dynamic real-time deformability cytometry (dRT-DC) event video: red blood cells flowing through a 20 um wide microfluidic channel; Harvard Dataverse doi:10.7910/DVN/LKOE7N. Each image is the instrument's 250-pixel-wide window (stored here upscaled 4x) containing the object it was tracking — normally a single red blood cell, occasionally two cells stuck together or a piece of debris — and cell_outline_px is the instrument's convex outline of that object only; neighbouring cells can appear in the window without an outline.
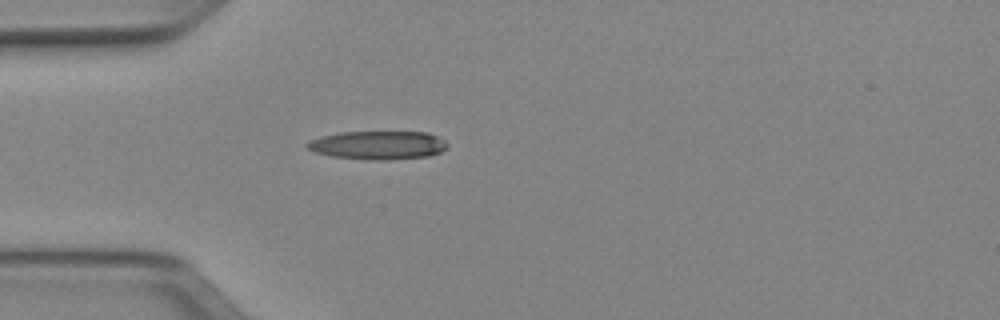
{"species": "Egyptian fruit bat (a non-hibernating species)", "species_latin": "Rousettus aegyptiacus", "temperature_condition": "cold", "stored_images_in_passage": 8, "camera_frame_rate_fps": 3000, "um_per_image_px": 0.085, "animal": {"sex": "female"}, "frame": {"image": 1, "passage_image": 1, "time_ms": 0.0, "image_size_px": [1000, 320], "cell_outline_px": [[448, 148], [440, 152], [428, 156], [388, 160], [372, 160], [332, 156], [312, 152], [304, 144], [308, 140], [320, 136], [340, 132], [428, 132], [444, 140], [448, 144]], "centroid_in_image_um": [32.1, 12.34], "position_along_channel_um": 52.9, "area_um2": 23.47}}
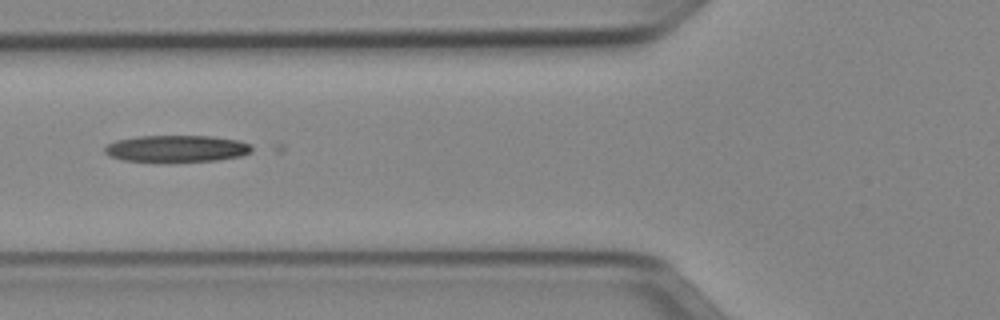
{"frame": {"image": 2, "passage_image": 6, "time_ms": 1.667, "image_size_px": [1000, 320], "cell_outline_px": [[252, 152], [240, 156], [220, 160], [124, 160], [108, 156], [104, 152], [104, 148], [108, 144], [116, 140], [140, 136], [212, 136], [236, 140], [248, 144], [252, 148]], "centroid_in_image_um": [15.0, 12.61], "position_along_channel_um": 110.8, "area_um2": 22.31}}